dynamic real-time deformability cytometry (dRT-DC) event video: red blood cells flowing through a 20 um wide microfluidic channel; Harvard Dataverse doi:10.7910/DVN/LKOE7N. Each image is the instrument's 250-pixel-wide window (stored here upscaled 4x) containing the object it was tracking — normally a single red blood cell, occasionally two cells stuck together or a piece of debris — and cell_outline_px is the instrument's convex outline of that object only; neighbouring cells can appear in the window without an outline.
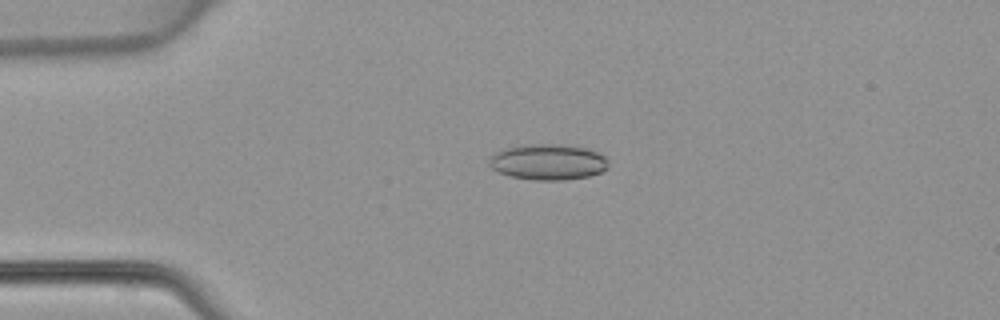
{"species": "common noctule bat (a hibernating species)", "species_latin": "Nyctalus noctula", "temperature_condition": "warm", "stored_images_in_passage": 47, "camera_frame_rate_fps": 3000, "um_per_image_px": 0.085, "animal": {"sex": "female", "body_mass_g": 22.7, "forearm_length_mm": 54.2}, "frame": {"image": 1, "passage_image": 11, "time_ms": 3.333, "image_size_px": [1000, 320], "cell_outline_px": [[608, 168], [600, 172], [588, 176], [564, 180], [532, 180], [508, 176], [492, 168], [488, 164], [488, 156], [496, 152], [508, 148], [524, 144], [556, 144], [588, 148], [604, 156], [608, 160]], "centroid_in_image_um": [46.56, 13.77], "position_along_channel_um": 38.4, "area_um2": 24.97}}
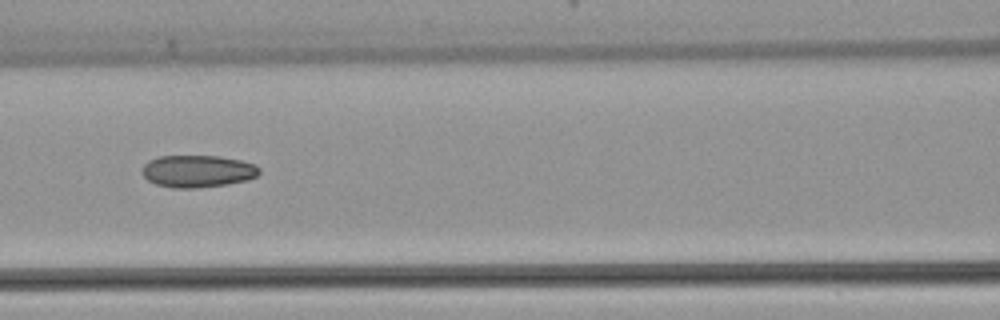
{"frame": {"image": 2, "passage_image": 21, "time_ms": 6.667, "image_size_px": [1000, 320], "cell_outline_px": [[260, 172], [256, 176], [248, 180], [228, 184], [200, 188], [172, 188], [156, 184], [148, 180], [140, 172], [144, 164], [148, 160], [160, 156], [220, 156], [240, 160], [256, 164], [260, 168]], "centroid_in_image_um": [16.8, 14.55], "position_along_channel_um": 149.8, "area_um2": 22.25}}
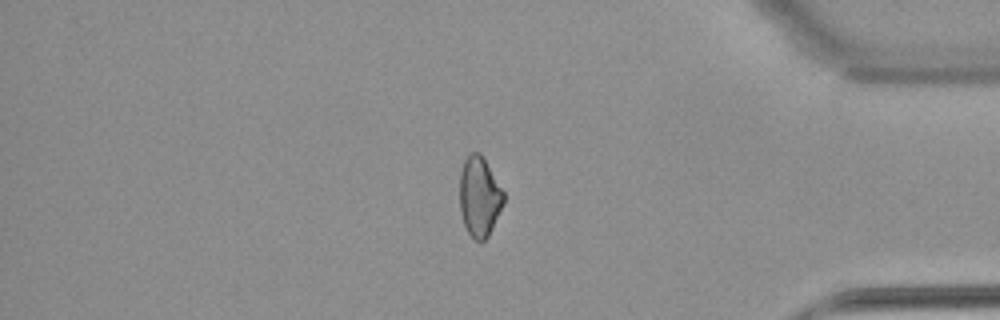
{"frame": {"image": 3, "passage_image": 40, "time_ms": 13.0, "image_size_px": [1000, 320], "cell_outline_px": [[504, 204], [488, 236], [484, 240], [476, 240], [468, 232], [464, 224], [460, 212], [460, 172], [464, 160], [472, 152], [480, 152], [504, 192]], "centroid_in_image_um": [40.75, 16.71], "position_along_channel_um": 394.5, "area_um2": 20.29}}